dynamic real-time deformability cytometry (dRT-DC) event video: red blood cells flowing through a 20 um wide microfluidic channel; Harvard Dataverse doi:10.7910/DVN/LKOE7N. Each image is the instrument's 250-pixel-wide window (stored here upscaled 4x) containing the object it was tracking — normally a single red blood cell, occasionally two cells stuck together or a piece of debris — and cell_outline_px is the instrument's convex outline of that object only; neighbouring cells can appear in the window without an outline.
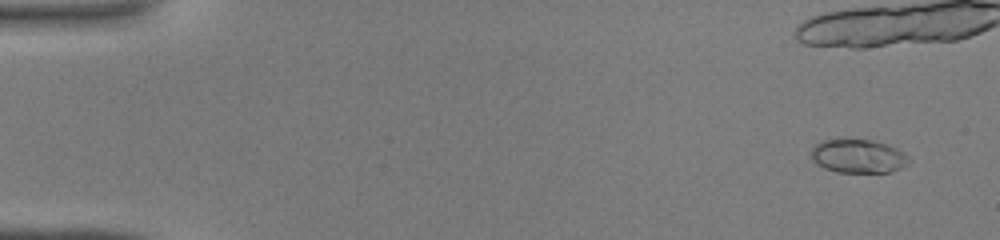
{"species": "common noctule bat (a hibernating species)", "species_latin": "Nyctalus noctula", "temperature_condition": "warm", "stored_images_in_passage": 14, "camera_frame_rate_fps": 3000, "um_per_image_px": 0.085, "animal": {"sex": "male", "body_mass_g": 19.0, "forearm_length_mm": 50.8}, "frame": {"image": 1, "passage_image": 3, "time_ms": 0.667, "image_size_px": [1000, 240], "cell_outline_px": [[908, 164], [892, 172], [836, 172], [824, 168], [816, 164], [812, 160], [812, 148], [816, 144], [824, 140], [840, 136], [848, 136], [872, 140], [888, 144], [896, 148], [908, 156]], "centroid_in_image_um": [72.9, 13.22], "position_along_channel_um": 12.1, "area_um2": 19.83}}